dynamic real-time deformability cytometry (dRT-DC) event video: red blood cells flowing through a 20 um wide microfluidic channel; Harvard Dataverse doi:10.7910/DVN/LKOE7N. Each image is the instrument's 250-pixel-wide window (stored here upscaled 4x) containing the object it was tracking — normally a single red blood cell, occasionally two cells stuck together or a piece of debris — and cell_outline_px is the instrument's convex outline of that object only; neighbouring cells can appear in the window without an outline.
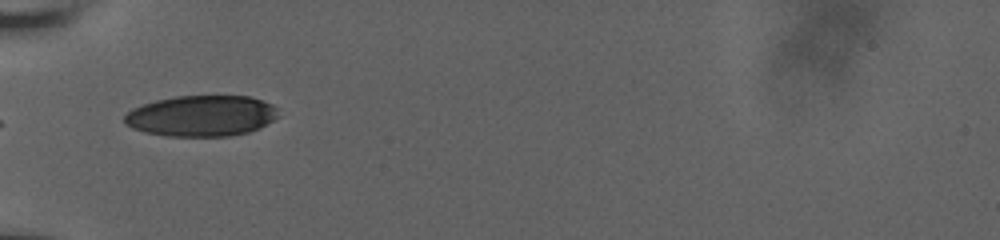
{"species": "human", "species_latin": "Homo sapiens", "temperature_condition": "room temperature", "stored_images_in_passage": 4, "camera_frame_rate_fps": 3000, "um_per_image_px": 0.085, "donor": {"sex": "male"}, "frame": {"image": 1, "passage_image": 1, "time_ms": 0.0, "image_size_px": [1000, 240], "cell_outline_px": [[280, 116], [260, 128], [248, 132], [228, 136], [168, 136], [144, 132], [132, 128], [124, 124], [124, 116], [132, 108], [156, 100], [176, 96], [252, 96], [272, 104], [276, 108]], "centroid_in_image_um": [17.14, 9.85], "position_along_channel_um": 67.9, "area_um2": 36.88}}
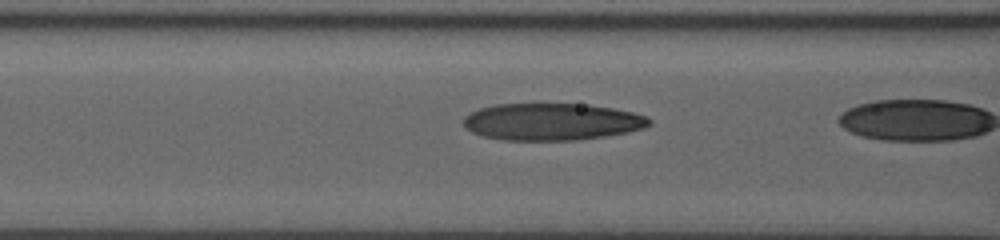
{"frame": {"image": 2, "passage_image": 3, "time_ms": 0.667, "image_size_px": [1000, 240], "cell_outline_px": [[652, 124], [644, 128], [628, 132], [604, 136], [576, 140], [504, 140], [484, 136], [472, 132], [464, 124], [464, 116], [468, 112], [480, 108], [496, 104], [588, 104], [612, 108], [632, 112], [648, 116], [652, 120]], "centroid_in_image_um": [46.94, 10.34], "position_along_channel_um": 119.7, "area_um2": 40.17}}